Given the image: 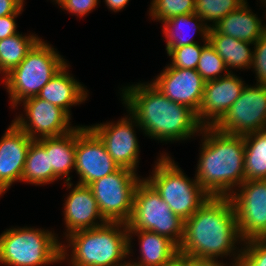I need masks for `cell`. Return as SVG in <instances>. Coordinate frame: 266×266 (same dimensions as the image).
<instances>
[{
  "mask_svg": "<svg viewBox=\"0 0 266 266\" xmlns=\"http://www.w3.org/2000/svg\"><path fill=\"white\" fill-rule=\"evenodd\" d=\"M237 240L243 242L232 200L210 196L184 221L183 238L178 248L186 258L216 259L234 253L233 262L238 265L241 249L235 252Z\"/></svg>",
  "mask_w": 266,
  "mask_h": 266,
  "instance_id": "1",
  "label": "cell"
},
{
  "mask_svg": "<svg viewBox=\"0 0 266 266\" xmlns=\"http://www.w3.org/2000/svg\"><path fill=\"white\" fill-rule=\"evenodd\" d=\"M126 108L151 139L161 142L186 140L202 126L189 107L171 101L151 83H137L122 90Z\"/></svg>",
  "mask_w": 266,
  "mask_h": 266,
  "instance_id": "2",
  "label": "cell"
},
{
  "mask_svg": "<svg viewBox=\"0 0 266 266\" xmlns=\"http://www.w3.org/2000/svg\"><path fill=\"white\" fill-rule=\"evenodd\" d=\"M202 148L196 180L213 197H230L245 181L243 135L228 134L214 127H202Z\"/></svg>",
  "mask_w": 266,
  "mask_h": 266,
  "instance_id": "3",
  "label": "cell"
},
{
  "mask_svg": "<svg viewBox=\"0 0 266 266\" xmlns=\"http://www.w3.org/2000/svg\"><path fill=\"white\" fill-rule=\"evenodd\" d=\"M65 237L70 244L61 245V261L67 259L66 248L71 247V266H117L129 255L128 229L124 222H106Z\"/></svg>",
  "mask_w": 266,
  "mask_h": 266,
  "instance_id": "4",
  "label": "cell"
},
{
  "mask_svg": "<svg viewBox=\"0 0 266 266\" xmlns=\"http://www.w3.org/2000/svg\"><path fill=\"white\" fill-rule=\"evenodd\" d=\"M66 63L51 45L40 39L22 62L4 76L12 108L37 96Z\"/></svg>",
  "mask_w": 266,
  "mask_h": 266,
  "instance_id": "5",
  "label": "cell"
},
{
  "mask_svg": "<svg viewBox=\"0 0 266 266\" xmlns=\"http://www.w3.org/2000/svg\"><path fill=\"white\" fill-rule=\"evenodd\" d=\"M52 231L7 229L0 235V263L8 266H43L61 262V243Z\"/></svg>",
  "mask_w": 266,
  "mask_h": 266,
  "instance_id": "6",
  "label": "cell"
},
{
  "mask_svg": "<svg viewBox=\"0 0 266 266\" xmlns=\"http://www.w3.org/2000/svg\"><path fill=\"white\" fill-rule=\"evenodd\" d=\"M155 164L152 176L145 179L183 221L190 218L210 195L196 180L184 175L168 155H162ZM192 180V181H191Z\"/></svg>",
  "mask_w": 266,
  "mask_h": 266,
  "instance_id": "7",
  "label": "cell"
},
{
  "mask_svg": "<svg viewBox=\"0 0 266 266\" xmlns=\"http://www.w3.org/2000/svg\"><path fill=\"white\" fill-rule=\"evenodd\" d=\"M126 224L128 230H147L165 236L178 247L183 238L184 221L145 179L136 187L132 213Z\"/></svg>",
  "mask_w": 266,
  "mask_h": 266,
  "instance_id": "8",
  "label": "cell"
},
{
  "mask_svg": "<svg viewBox=\"0 0 266 266\" xmlns=\"http://www.w3.org/2000/svg\"><path fill=\"white\" fill-rule=\"evenodd\" d=\"M140 181L136 172L120 167L89 185L101 215L108 222L126 223L130 219L135 190Z\"/></svg>",
  "mask_w": 266,
  "mask_h": 266,
  "instance_id": "9",
  "label": "cell"
},
{
  "mask_svg": "<svg viewBox=\"0 0 266 266\" xmlns=\"http://www.w3.org/2000/svg\"><path fill=\"white\" fill-rule=\"evenodd\" d=\"M217 130L246 135L266 129V85H246L240 97L214 126Z\"/></svg>",
  "mask_w": 266,
  "mask_h": 266,
  "instance_id": "10",
  "label": "cell"
},
{
  "mask_svg": "<svg viewBox=\"0 0 266 266\" xmlns=\"http://www.w3.org/2000/svg\"><path fill=\"white\" fill-rule=\"evenodd\" d=\"M230 196L242 240L266 238V180H245Z\"/></svg>",
  "mask_w": 266,
  "mask_h": 266,
  "instance_id": "11",
  "label": "cell"
},
{
  "mask_svg": "<svg viewBox=\"0 0 266 266\" xmlns=\"http://www.w3.org/2000/svg\"><path fill=\"white\" fill-rule=\"evenodd\" d=\"M22 102L27 119L19 115L12 122L33 140L62 136L76 128L70 126L71 116L59 106L38 96L24 99Z\"/></svg>",
  "mask_w": 266,
  "mask_h": 266,
  "instance_id": "12",
  "label": "cell"
},
{
  "mask_svg": "<svg viewBox=\"0 0 266 266\" xmlns=\"http://www.w3.org/2000/svg\"><path fill=\"white\" fill-rule=\"evenodd\" d=\"M119 168L100 138L88 126H79L74 168L80 177L78 184L89 186Z\"/></svg>",
  "mask_w": 266,
  "mask_h": 266,
  "instance_id": "13",
  "label": "cell"
},
{
  "mask_svg": "<svg viewBox=\"0 0 266 266\" xmlns=\"http://www.w3.org/2000/svg\"><path fill=\"white\" fill-rule=\"evenodd\" d=\"M129 115V118L125 116L117 123L107 122L88 127L100 138L119 167L136 172L140 151L134 126L139 127V124L130 113Z\"/></svg>",
  "mask_w": 266,
  "mask_h": 266,
  "instance_id": "14",
  "label": "cell"
},
{
  "mask_svg": "<svg viewBox=\"0 0 266 266\" xmlns=\"http://www.w3.org/2000/svg\"><path fill=\"white\" fill-rule=\"evenodd\" d=\"M233 73L205 82L203 98L196 117L202 127H214L240 97L245 83Z\"/></svg>",
  "mask_w": 266,
  "mask_h": 266,
  "instance_id": "15",
  "label": "cell"
},
{
  "mask_svg": "<svg viewBox=\"0 0 266 266\" xmlns=\"http://www.w3.org/2000/svg\"><path fill=\"white\" fill-rule=\"evenodd\" d=\"M150 83L171 101L183 104L198 113L205 81L197 70L168 65Z\"/></svg>",
  "mask_w": 266,
  "mask_h": 266,
  "instance_id": "16",
  "label": "cell"
},
{
  "mask_svg": "<svg viewBox=\"0 0 266 266\" xmlns=\"http://www.w3.org/2000/svg\"><path fill=\"white\" fill-rule=\"evenodd\" d=\"M33 139L13 122L0 139V196L21 181L28 148Z\"/></svg>",
  "mask_w": 266,
  "mask_h": 266,
  "instance_id": "17",
  "label": "cell"
},
{
  "mask_svg": "<svg viewBox=\"0 0 266 266\" xmlns=\"http://www.w3.org/2000/svg\"><path fill=\"white\" fill-rule=\"evenodd\" d=\"M66 236L78 230L91 229L108 222L99 210L91 188L78 184L71 190L64 204ZM97 219H101L98 223ZM97 220V221H96Z\"/></svg>",
  "mask_w": 266,
  "mask_h": 266,
  "instance_id": "18",
  "label": "cell"
},
{
  "mask_svg": "<svg viewBox=\"0 0 266 266\" xmlns=\"http://www.w3.org/2000/svg\"><path fill=\"white\" fill-rule=\"evenodd\" d=\"M78 135L79 126H76L74 130L65 135L37 139L49 154L50 168L53 170V182L64 176L68 189L72 188L69 173L75 168L76 137Z\"/></svg>",
  "mask_w": 266,
  "mask_h": 266,
  "instance_id": "19",
  "label": "cell"
},
{
  "mask_svg": "<svg viewBox=\"0 0 266 266\" xmlns=\"http://www.w3.org/2000/svg\"><path fill=\"white\" fill-rule=\"evenodd\" d=\"M68 67L69 65L66 63L41 89L37 96L61 107L71 116L69 108L85 101L88 93L85 91L84 85L82 86L81 83L67 72Z\"/></svg>",
  "mask_w": 266,
  "mask_h": 266,
  "instance_id": "20",
  "label": "cell"
},
{
  "mask_svg": "<svg viewBox=\"0 0 266 266\" xmlns=\"http://www.w3.org/2000/svg\"><path fill=\"white\" fill-rule=\"evenodd\" d=\"M132 234L139 236L141 259L138 266H159L179 254L178 246L169 238L147 230H128V254L131 252Z\"/></svg>",
  "mask_w": 266,
  "mask_h": 266,
  "instance_id": "21",
  "label": "cell"
},
{
  "mask_svg": "<svg viewBox=\"0 0 266 266\" xmlns=\"http://www.w3.org/2000/svg\"><path fill=\"white\" fill-rule=\"evenodd\" d=\"M213 28L220 34L253 44L266 32V25L248 8L247 2L221 19Z\"/></svg>",
  "mask_w": 266,
  "mask_h": 266,
  "instance_id": "22",
  "label": "cell"
},
{
  "mask_svg": "<svg viewBox=\"0 0 266 266\" xmlns=\"http://www.w3.org/2000/svg\"><path fill=\"white\" fill-rule=\"evenodd\" d=\"M208 41L225 62L227 70L229 67L239 69L250 68L253 51H251L249 46L253 43L220 34L213 27L209 30Z\"/></svg>",
  "mask_w": 266,
  "mask_h": 266,
  "instance_id": "23",
  "label": "cell"
},
{
  "mask_svg": "<svg viewBox=\"0 0 266 266\" xmlns=\"http://www.w3.org/2000/svg\"><path fill=\"white\" fill-rule=\"evenodd\" d=\"M198 21L199 23H197ZM203 22L204 21L195 13L178 15L164 21L163 22L164 26H162L163 27L162 30L167 40L166 51H168L170 48H178L180 46L197 43L196 41L193 40L192 37L186 36L185 38L186 32L185 31L183 32L182 30L185 28V26L187 27V25L192 27L190 29H192L193 32L198 31L204 40H208L210 26L207 25L206 23L204 24Z\"/></svg>",
  "mask_w": 266,
  "mask_h": 266,
  "instance_id": "24",
  "label": "cell"
},
{
  "mask_svg": "<svg viewBox=\"0 0 266 266\" xmlns=\"http://www.w3.org/2000/svg\"><path fill=\"white\" fill-rule=\"evenodd\" d=\"M245 180H266V129L244 135Z\"/></svg>",
  "mask_w": 266,
  "mask_h": 266,
  "instance_id": "25",
  "label": "cell"
},
{
  "mask_svg": "<svg viewBox=\"0 0 266 266\" xmlns=\"http://www.w3.org/2000/svg\"><path fill=\"white\" fill-rule=\"evenodd\" d=\"M35 185L53 182V170L50 168L49 154L37 141L33 140L28 148L21 182Z\"/></svg>",
  "mask_w": 266,
  "mask_h": 266,
  "instance_id": "26",
  "label": "cell"
},
{
  "mask_svg": "<svg viewBox=\"0 0 266 266\" xmlns=\"http://www.w3.org/2000/svg\"><path fill=\"white\" fill-rule=\"evenodd\" d=\"M39 40L38 35L23 36L20 33L1 39L0 73L6 75L17 67Z\"/></svg>",
  "mask_w": 266,
  "mask_h": 266,
  "instance_id": "27",
  "label": "cell"
},
{
  "mask_svg": "<svg viewBox=\"0 0 266 266\" xmlns=\"http://www.w3.org/2000/svg\"><path fill=\"white\" fill-rule=\"evenodd\" d=\"M246 0H195V14L204 22L211 21L216 25L221 19L243 5Z\"/></svg>",
  "mask_w": 266,
  "mask_h": 266,
  "instance_id": "28",
  "label": "cell"
},
{
  "mask_svg": "<svg viewBox=\"0 0 266 266\" xmlns=\"http://www.w3.org/2000/svg\"><path fill=\"white\" fill-rule=\"evenodd\" d=\"M149 15L162 23L172 17L195 12V0H152Z\"/></svg>",
  "mask_w": 266,
  "mask_h": 266,
  "instance_id": "29",
  "label": "cell"
},
{
  "mask_svg": "<svg viewBox=\"0 0 266 266\" xmlns=\"http://www.w3.org/2000/svg\"><path fill=\"white\" fill-rule=\"evenodd\" d=\"M196 70L205 82L222 77L220 73L224 71L231 73V71L227 70L225 62L210 43L203 48Z\"/></svg>",
  "mask_w": 266,
  "mask_h": 266,
  "instance_id": "30",
  "label": "cell"
},
{
  "mask_svg": "<svg viewBox=\"0 0 266 266\" xmlns=\"http://www.w3.org/2000/svg\"><path fill=\"white\" fill-rule=\"evenodd\" d=\"M209 43L204 40L203 46L198 43L170 48L167 51L168 56L172 58L171 66L175 68L196 70L203 48Z\"/></svg>",
  "mask_w": 266,
  "mask_h": 266,
  "instance_id": "31",
  "label": "cell"
},
{
  "mask_svg": "<svg viewBox=\"0 0 266 266\" xmlns=\"http://www.w3.org/2000/svg\"><path fill=\"white\" fill-rule=\"evenodd\" d=\"M244 244L238 266H266V238L251 239Z\"/></svg>",
  "mask_w": 266,
  "mask_h": 266,
  "instance_id": "32",
  "label": "cell"
},
{
  "mask_svg": "<svg viewBox=\"0 0 266 266\" xmlns=\"http://www.w3.org/2000/svg\"><path fill=\"white\" fill-rule=\"evenodd\" d=\"M253 45L254 52L250 67H253L257 75L256 84L266 85V32Z\"/></svg>",
  "mask_w": 266,
  "mask_h": 266,
  "instance_id": "33",
  "label": "cell"
},
{
  "mask_svg": "<svg viewBox=\"0 0 266 266\" xmlns=\"http://www.w3.org/2000/svg\"><path fill=\"white\" fill-rule=\"evenodd\" d=\"M98 2V0H62L58 5L74 15L84 17L87 13L95 9Z\"/></svg>",
  "mask_w": 266,
  "mask_h": 266,
  "instance_id": "34",
  "label": "cell"
},
{
  "mask_svg": "<svg viewBox=\"0 0 266 266\" xmlns=\"http://www.w3.org/2000/svg\"><path fill=\"white\" fill-rule=\"evenodd\" d=\"M20 14H12L0 17V40L11 37L19 32L16 31L17 26L15 18Z\"/></svg>",
  "mask_w": 266,
  "mask_h": 266,
  "instance_id": "35",
  "label": "cell"
},
{
  "mask_svg": "<svg viewBox=\"0 0 266 266\" xmlns=\"http://www.w3.org/2000/svg\"><path fill=\"white\" fill-rule=\"evenodd\" d=\"M24 0H0V17L20 14L23 11Z\"/></svg>",
  "mask_w": 266,
  "mask_h": 266,
  "instance_id": "36",
  "label": "cell"
},
{
  "mask_svg": "<svg viewBox=\"0 0 266 266\" xmlns=\"http://www.w3.org/2000/svg\"><path fill=\"white\" fill-rule=\"evenodd\" d=\"M188 266H226L217 259L212 258H188ZM232 266H238L236 263H232Z\"/></svg>",
  "mask_w": 266,
  "mask_h": 266,
  "instance_id": "37",
  "label": "cell"
},
{
  "mask_svg": "<svg viewBox=\"0 0 266 266\" xmlns=\"http://www.w3.org/2000/svg\"><path fill=\"white\" fill-rule=\"evenodd\" d=\"M127 3H129V0H105V4H107V7L113 10V12L124 9Z\"/></svg>",
  "mask_w": 266,
  "mask_h": 266,
  "instance_id": "38",
  "label": "cell"
},
{
  "mask_svg": "<svg viewBox=\"0 0 266 266\" xmlns=\"http://www.w3.org/2000/svg\"><path fill=\"white\" fill-rule=\"evenodd\" d=\"M159 266H188V258L179 253L169 262L161 264Z\"/></svg>",
  "mask_w": 266,
  "mask_h": 266,
  "instance_id": "39",
  "label": "cell"
},
{
  "mask_svg": "<svg viewBox=\"0 0 266 266\" xmlns=\"http://www.w3.org/2000/svg\"><path fill=\"white\" fill-rule=\"evenodd\" d=\"M117 266H138V265L135 264L134 261H133V262H130V261H129V262H127V263L124 261V263L119 264V265H117Z\"/></svg>",
  "mask_w": 266,
  "mask_h": 266,
  "instance_id": "40",
  "label": "cell"
},
{
  "mask_svg": "<svg viewBox=\"0 0 266 266\" xmlns=\"http://www.w3.org/2000/svg\"><path fill=\"white\" fill-rule=\"evenodd\" d=\"M56 1L57 4H59L62 0H53Z\"/></svg>",
  "mask_w": 266,
  "mask_h": 266,
  "instance_id": "41",
  "label": "cell"
},
{
  "mask_svg": "<svg viewBox=\"0 0 266 266\" xmlns=\"http://www.w3.org/2000/svg\"><path fill=\"white\" fill-rule=\"evenodd\" d=\"M261 3L265 4V7H266V0H261Z\"/></svg>",
  "mask_w": 266,
  "mask_h": 266,
  "instance_id": "42",
  "label": "cell"
}]
</instances>
